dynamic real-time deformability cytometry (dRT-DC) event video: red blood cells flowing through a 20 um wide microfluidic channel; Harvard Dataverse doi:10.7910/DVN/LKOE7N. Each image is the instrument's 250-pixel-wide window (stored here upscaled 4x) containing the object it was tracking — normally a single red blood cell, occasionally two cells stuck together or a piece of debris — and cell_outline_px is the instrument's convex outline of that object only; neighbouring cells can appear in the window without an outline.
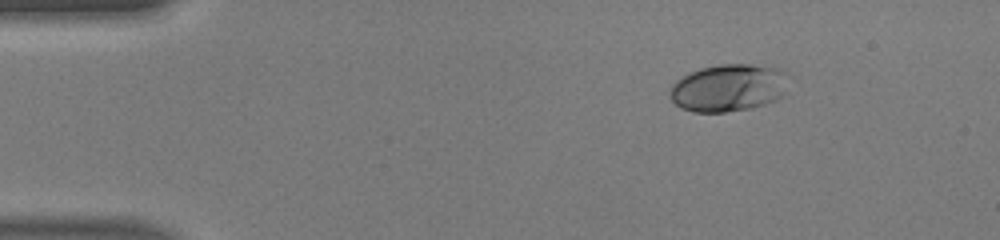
{"species": "human", "species_latin": "Homo sapiens", "temperature_condition": "warm", "stored_images_in_passage": 43, "camera_frame_rate_fps": 3000, "um_per_image_px": 0.085, "donor": {"sex": "male"}, "frame": {"image": 1, "passage_image": 1, "time_ms": 0.0, "image_size_px": [1000, 240], "cell_outline_px": [[788, 72], [784, 92], [780, 96], [764, 104], [748, 108], [724, 112], [692, 112], [680, 108], [672, 100], [672, 84], [676, 80], [688, 72], [700, 68], [720, 64], [748, 64], [780, 68]], "centroid_in_image_um": [61.9, 7.44], "position_along_channel_um": 23.1, "area_um2": 32.6}}
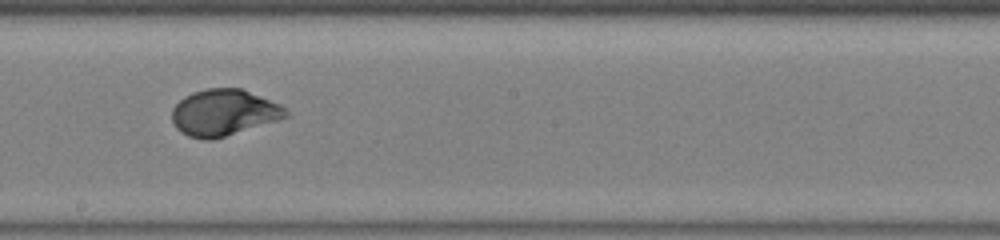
{"frame": {"image": 2, "passage_image": 22, "time_ms": 7.0, "image_size_px": [1000, 240], "cell_outline_px": [[288, 116], [276, 120], [212, 140], [204, 140], [188, 136], [180, 132], [176, 128], [172, 120], [172, 108], [184, 96], [192, 92], [208, 88], [240, 88], [280, 104], [288, 112]], "centroid_in_image_um": [18.97, 9.57], "position_along_channel_um": 229.2, "area_um2": 30.46}}
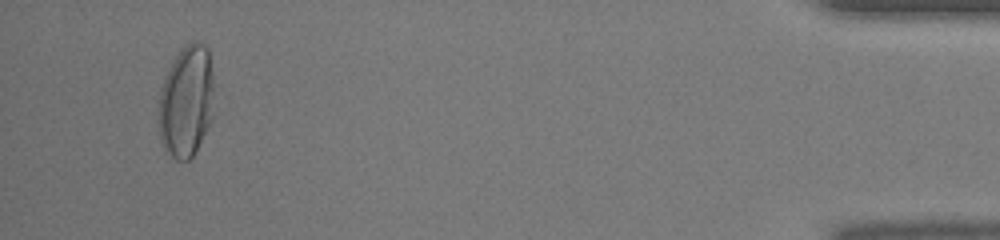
{"frame": {"image": 3, "passage_image": 41, "time_ms": 13.333, "image_size_px": [1000, 240], "cell_outline_px": [[212, 120], [192, 156], [188, 160], [176, 160], [164, 152], [160, 144], [156, 124], [160, 88], [168, 68], [184, 44], [192, 40], [204, 44], [208, 48], [212, 72]], "centroid_in_image_um": [15.77, 8.64], "position_along_channel_um": 419.4, "area_um2": 36.88}, "authors_computed_cell_mechanics": {"area_um2": 30.2872, "velocity_mm_per_s": 4.1759, "shape_relaxation_time_tau1_ms": 3.0602, "shape_relaxation_time_tau2_ms": null, "deformation_change_tau1": 0.2072, "deformation_change_tau2": null}}